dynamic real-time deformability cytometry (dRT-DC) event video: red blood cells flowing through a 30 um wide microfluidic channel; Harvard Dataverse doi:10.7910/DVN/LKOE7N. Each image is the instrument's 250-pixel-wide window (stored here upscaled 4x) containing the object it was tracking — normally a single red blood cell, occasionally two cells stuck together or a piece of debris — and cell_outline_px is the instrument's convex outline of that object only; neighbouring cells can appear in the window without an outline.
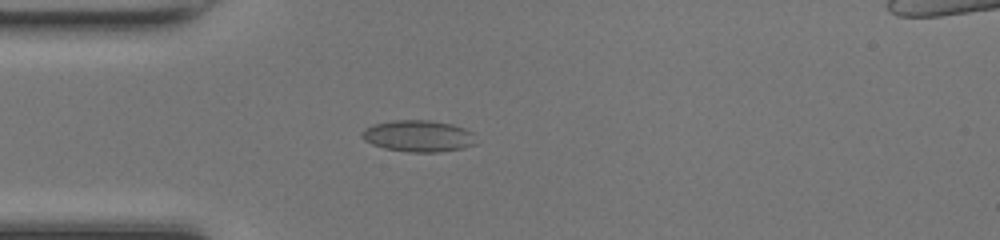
{"species": "common noctule bat (a hibernating species)", "species_latin": "Nyctalus noctula", "temperature_condition": "room temperature", "stored_images_in_passage": 36, "camera_frame_rate_fps": 3000, "um_per_image_px": 0.085, "animal": {"sex": "female", "body_mass_g": 17.0, "forearm_length_mm": 48.0}, "frame": {"image": 1, "passage_image": 1, "time_ms": 0.0, "image_size_px": [1000, 240], "cell_outline_px": [[476, 144], [460, 148], [440, 152], [408, 152], [384, 148], [372, 144], [364, 140], [360, 136], [360, 132], [364, 128], [372, 124], [392, 120], [432, 120], [452, 124], [464, 128], [472, 132]], "centroid_in_image_um": [35.51, 11.55], "position_along_channel_um": 49.5, "area_um2": 21.15}}
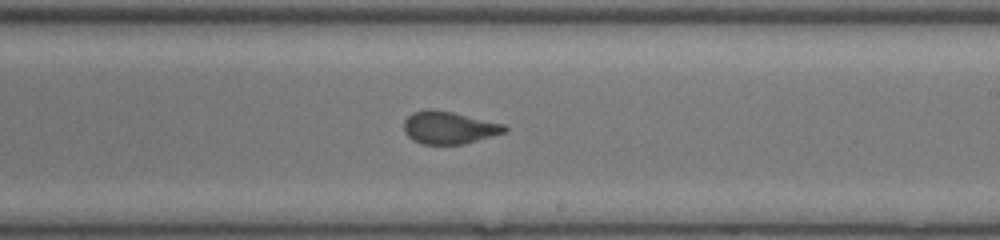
{"frame": {"image": 2, "passage_image": 16, "time_ms": 5.0, "image_size_px": [1000, 240], "cell_outline_px": [[508, 128], [504, 132], [492, 136], [464, 144], [424, 144], [412, 140], [404, 132], [404, 120], [412, 112], [428, 108], [452, 112], [504, 124]], "centroid_in_image_um": [38.13, 10.84], "position_along_channel_um": 250.9, "area_um2": 19.02}}
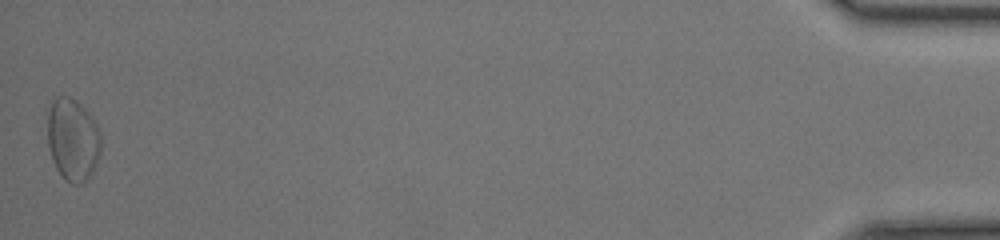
{"frame": {"image": 3, "passage_image": 36, "time_ms": 11.667, "image_size_px": [1000, 240], "cell_outline_px": [[100, 152], [96, 164], [92, 172], [80, 184], [72, 184], [64, 180], [56, 168], [52, 160], [48, 144], [48, 112], [52, 100], [56, 96], [68, 96], [76, 100], [88, 112], [96, 124], [100, 132]], "centroid_in_image_um": [6.17, 11.85], "position_along_channel_um": 429.0, "area_um2": 25.61}, "authors_computed_cell_mechanics": {"area_um2": 19.0451, "velocity_mm_per_s": 4.2266, "shape_relaxation_time_tau1_ms": 8.8496, "shape_relaxation_time_tau2_ms": 0.8377, "deformation_change_tau1": 0.1918, "deformation_change_tau2": 0.0557}}